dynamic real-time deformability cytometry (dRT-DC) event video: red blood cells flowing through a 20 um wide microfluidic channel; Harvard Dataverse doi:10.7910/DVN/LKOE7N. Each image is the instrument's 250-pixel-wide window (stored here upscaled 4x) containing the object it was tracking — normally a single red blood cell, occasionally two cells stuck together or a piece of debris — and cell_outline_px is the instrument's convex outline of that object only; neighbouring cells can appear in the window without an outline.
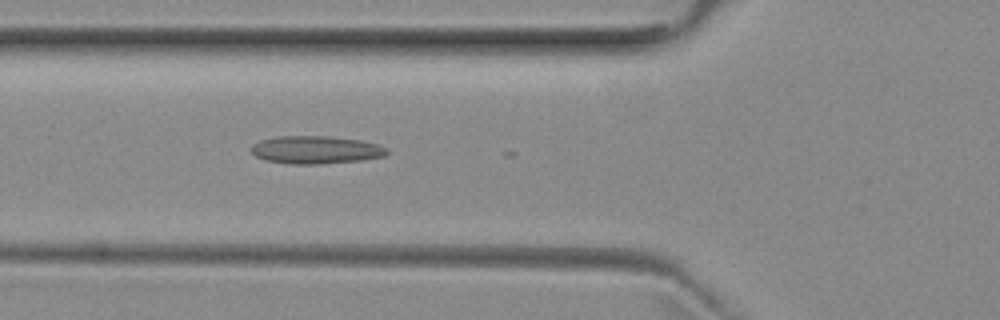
{"species": "common noctule bat (a hibernating species)", "species_latin": "Nyctalus noctula", "temperature_condition": "room temperature", "stored_images_in_passage": 14, "camera_frame_rate_fps": 3000, "um_per_image_px": 0.085, "animal": {"sex": "female", "body_mass_g": 29.2, "forearm_length_mm": 56.3}, "frame": {"image": 1, "passage_image": 8, "time_ms": 2.333, "image_size_px": [1000, 320], "cell_outline_px": [[388, 152], [384, 156], [360, 160], [320, 164], [292, 164], [264, 160], [256, 156], [252, 152], [252, 144], [260, 140], [276, 136], [328, 136], [360, 140], [376, 144], [388, 148]], "centroid_in_image_um": [26.82, 12.73], "position_along_channel_um": 99.0, "area_um2": 21.96}}
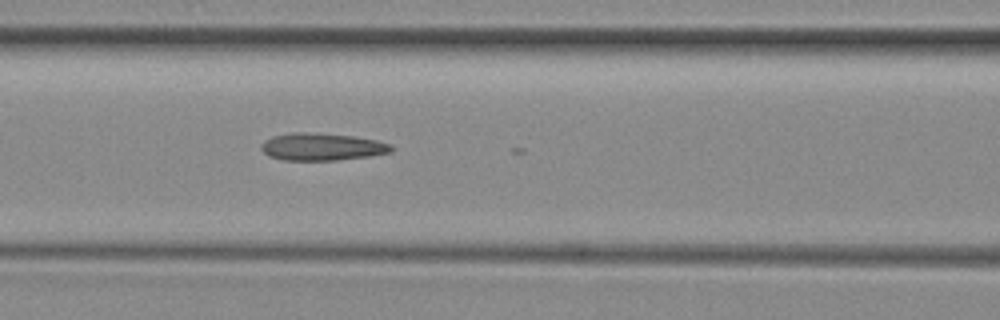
{"frame": {"image": 2, "passage_image": 11, "time_ms": 3.333, "image_size_px": [1000, 320], "cell_outline_px": [[392, 152], [368, 156], [336, 160], [284, 160], [268, 156], [260, 148], [260, 144], [264, 140], [272, 136], [292, 132], [308, 132], [352, 136], [376, 140], [392, 144]], "centroid_in_image_um": [27.32, 12.47], "position_along_channel_um": 139.3, "area_um2": 20.75}}